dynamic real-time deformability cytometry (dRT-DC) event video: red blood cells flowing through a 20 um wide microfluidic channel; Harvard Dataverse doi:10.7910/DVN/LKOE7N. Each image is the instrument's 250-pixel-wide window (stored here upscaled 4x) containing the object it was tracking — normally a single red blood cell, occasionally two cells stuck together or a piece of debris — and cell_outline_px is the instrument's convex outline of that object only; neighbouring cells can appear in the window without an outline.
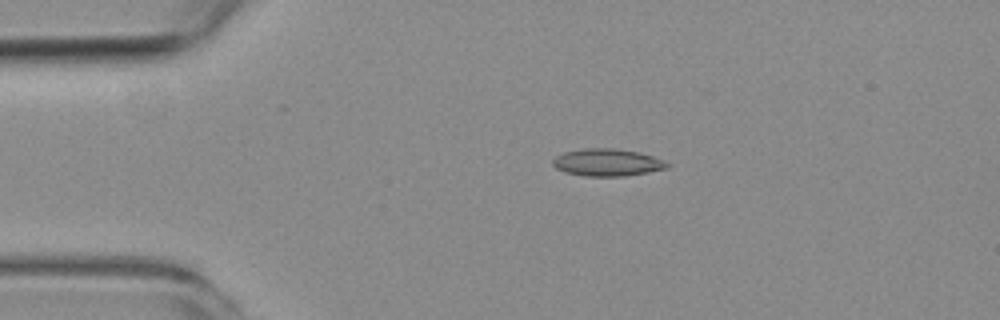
{"species": "common noctule bat (a hibernating species)", "species_latin": "Nyctalus noctula", "temperature_condition": "room temperature", "stored_images_in_passage": 4, "camera_frame_rate_fps": 3000, "um_per_image_px": 0.085, "animal": {"sex": "female", "body_mass_g": 19.3, "forearm_length_mm": 54.1}, "frame": {"image": 1, "passage_image": 3, "time_ms": 3.333, "image_size_px": [1000, 320], "cell_outline_px": [[672, 164], [668, 168], [648, 172], [624, 176], [584, 176], [564, 172], [556, 168], [552, 164], [552, 160], [556, 156], [564, 152], [584, 148], [616, 148], [640, 152], [664, 160]], "centroid_in_image_um": [51.63, 13.8], "position_along_channel_um": 33.4, "area_um2": 18.38}}